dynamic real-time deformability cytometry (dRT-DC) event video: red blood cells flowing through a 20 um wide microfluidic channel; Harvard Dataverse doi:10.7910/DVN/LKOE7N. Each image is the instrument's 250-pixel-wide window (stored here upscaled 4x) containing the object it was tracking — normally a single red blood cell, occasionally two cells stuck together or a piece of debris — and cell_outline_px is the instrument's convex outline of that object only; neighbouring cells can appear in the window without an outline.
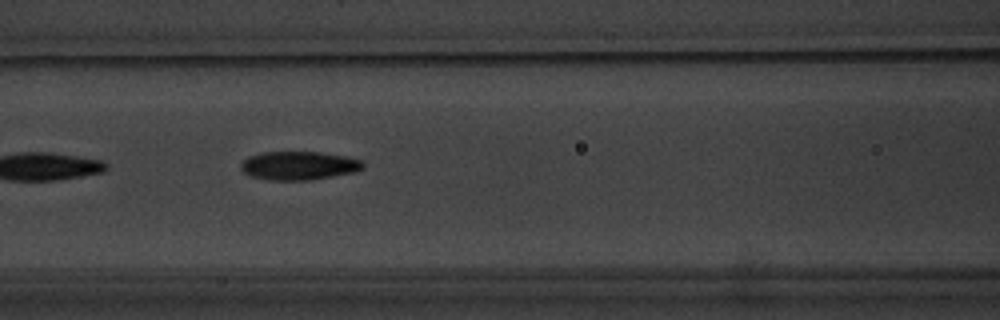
{"species": "common noctule bat (a hibernating species)", "species_latin": "Nyctalus noctula", "temperature_condition": "warm", "stored_images_in_passage": 5, "camera_frame_rate_fps": 3000, "um_per_image_px": 0.085, "animal": {"sex": "male", "body_mass_g": 20.1, "forearm_length_mm": 53.5}, "frame": {"image": 1, "passage_image": 4, "time_ms": 3.667, "image_size_px": [1000, 320], "cell_outline_px": [[364, 168], [356, 172], [308, 180], [272, 180], [252, 176], [244, 172], [240, 168], [240, 164], [248, 156], [260, 152], [320, 152], [344, 156], [360, 160], [364, 164]], "centroid_in_image_um": [25.39, 14.07], "position_along_channel_um": 141.2, "area_um2": 20.23}}